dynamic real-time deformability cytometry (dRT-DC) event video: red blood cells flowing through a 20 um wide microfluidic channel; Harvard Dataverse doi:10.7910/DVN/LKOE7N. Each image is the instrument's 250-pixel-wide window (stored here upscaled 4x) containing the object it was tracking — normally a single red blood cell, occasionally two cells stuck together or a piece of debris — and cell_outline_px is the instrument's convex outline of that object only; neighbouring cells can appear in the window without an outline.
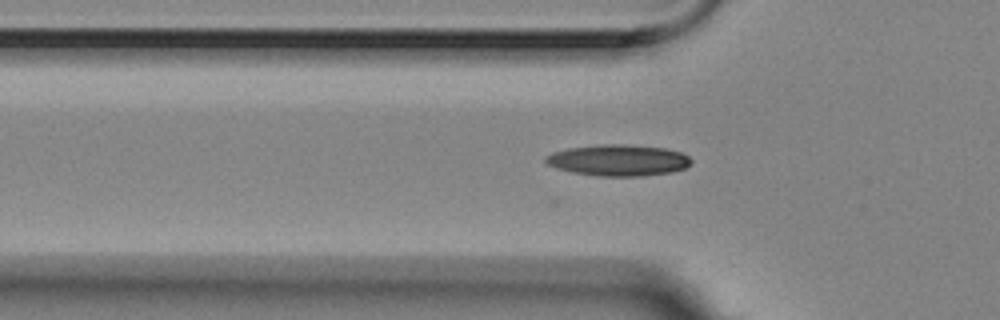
{"species": "Egyptian fruit bat (a non-hibernating species)", "species_latin": "Rousettus aegyptiacus", "temperature_condition": "room temperature", "stored_images_in_passage": 33, "camera_frame_rate_fps": 3000, "um_per_image_px": 0.085, "animal": {"sex": "female"}, "frame": {"image": 1, "passage_image": 3, "time_ms": 0.667, "image_size_px": [1000, 320], "cell_outline_px": [[692, 164], [684, 168], [672, 172], [644, 176], [600, 176], [572, 172], [556, 168], [548, 164], [544, 160], [544, 156], [552, 152], [568, 148], [600, 144], [624, 144], [664, 148], [680, 152], [688, 156], [692, 160]], "centroid_in_image_um": [52.55, 13.62], "position_along_channel_um": 73.3, "area_um2": 26.65}}
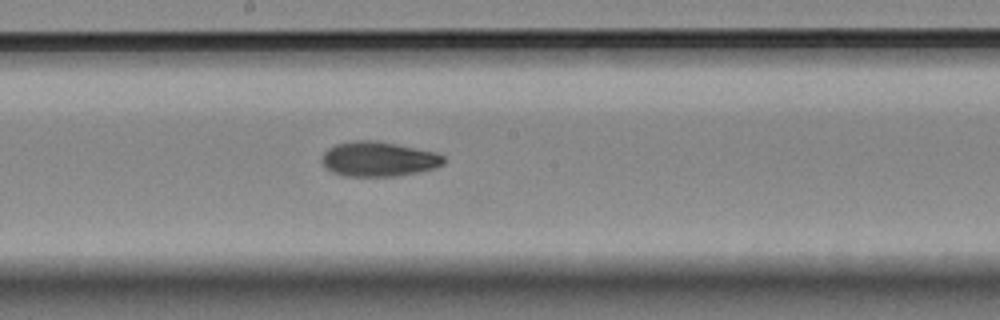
{"frame": {"image": 2, "passage_image": 15, "time_ms": 4.667, "image_size_px": [1000, 320], "cell_outline_px": [[444, 164], [436, 168], [396, 176], [344, 176], [332, 172], [320, 160], [324, 152], [328, 148], [336, 144], [352, 140], [376, 140], [436, 152], [444, 156]], "centroid_in_image_um": [32.17, 13.51], "position_along_channel_um": 216.0, "area_um2": 24.74}}
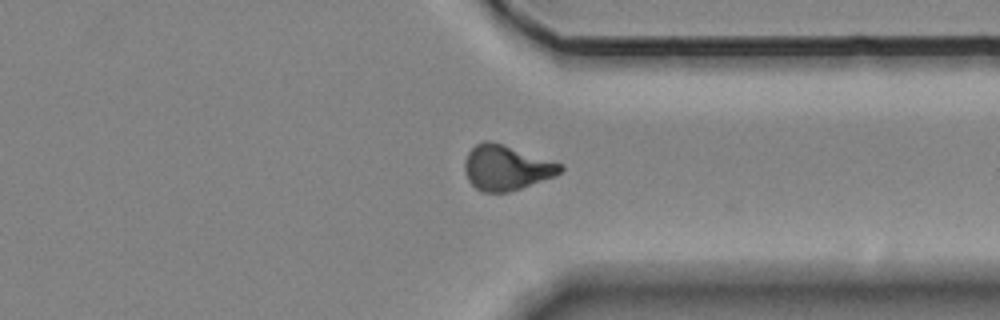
{"frame": {"image": 3, "passage_image": 28, "time_ms": 9.0, "image_size_px": [1000, 320], "cell_outline_px": [[564, 168], [556, 176], [508, 192], [480, 192], [468, 180], [464, 168], [464, 164], [468, 152], [476, 144], [484, 140], [488, 140], [564, 164]], "centroid_in_image_um": [43.03, 14.26], "position_along_channel_um": 368.4, "area_um2": 24.91}, "authors_computed_cell_mechanics": {"area_um2": 24.565, "velocity_mm_per_s": 3.5379, "shape_relaxation_time_tau1_ms": 7.1584, "shape_relaxation_time_tau2_ms": 4.789, "deformation_change_tau1": 0.1763, "deformation_change_tau2": 0.1078}}